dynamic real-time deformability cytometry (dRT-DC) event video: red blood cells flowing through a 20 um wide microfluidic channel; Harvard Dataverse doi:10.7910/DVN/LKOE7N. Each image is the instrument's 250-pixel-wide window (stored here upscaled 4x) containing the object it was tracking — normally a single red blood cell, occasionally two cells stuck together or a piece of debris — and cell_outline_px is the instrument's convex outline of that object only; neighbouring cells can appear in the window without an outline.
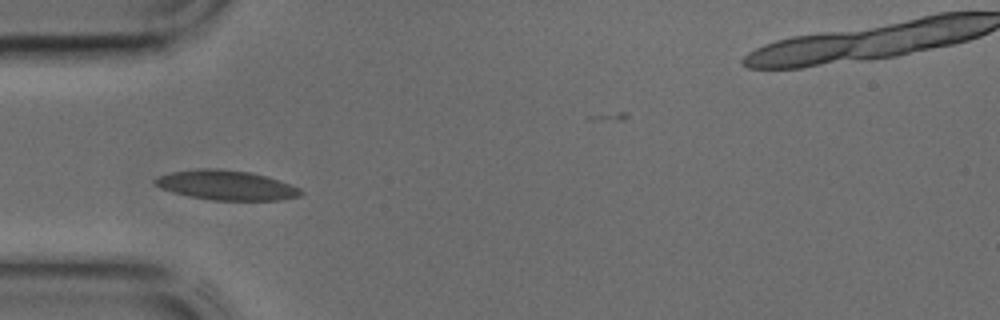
{"species": "common noctule bat (a hibernating species)", "species_latin": "Nyctalus noctula", "temperature_condition": "cold", "stored_images_in_passage": 32, "camera_frame_rate_fps": 3000, "um_per_image_px": 0.085, "animal": {"sex": "male", "body_mass_g": 17.9, "forearm_length_mm": 54.2}, "frame": {"image": 1, "passage_image": 1, "time_ms": 0.0, "image_size_px": [1000, 320], "cell_outline_px": [[304, 192], [300, 196], [280, 200], [212, 200], [188, 196], [172, 192], [160, 188], [152, 184], [152, 180], [156, 176], [172, 172], [196, 168], [216, 168], [248, 172], [268, 176], [300, 188]], "centroid_in_image_um": [19.19, 15.74], "position_along_channel_um": 65.8, "area_um2": 25.43}}